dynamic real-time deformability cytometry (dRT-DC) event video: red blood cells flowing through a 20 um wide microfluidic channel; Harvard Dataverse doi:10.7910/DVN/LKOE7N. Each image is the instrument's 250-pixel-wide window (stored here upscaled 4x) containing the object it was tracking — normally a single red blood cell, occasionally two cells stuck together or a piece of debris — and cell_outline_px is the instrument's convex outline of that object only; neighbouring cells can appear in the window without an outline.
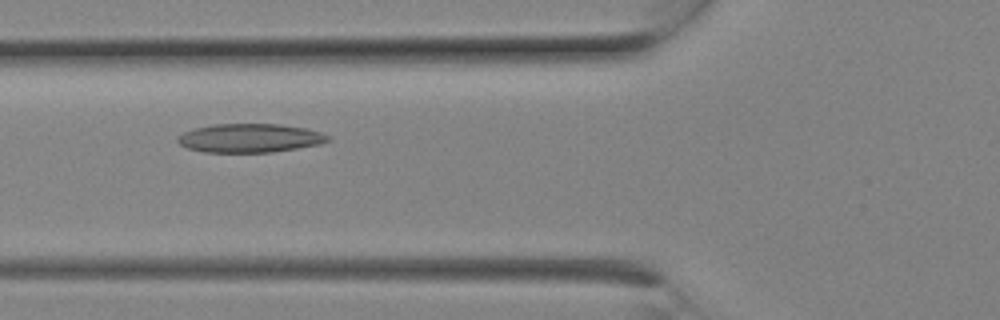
{"species": "Egyptian fruit bat (a non-hibernating species)", "species_latin": "Rousettus aegyptiacus", "temperature_condition": "room temperature", "stored_images_in_passage": 4, "camera_frame_rate_fps": 3000, "um_per_image_px": 0.085, "animal": {"sex": "female"}, "frame": {"image": 1, "passage_image": 3, "time_ms": 0.667, "image_size_px": [1000, 320], "cell_outline_px": [[332, 140], [320, 144], [272, 152], [204, 152], [188, 148], [180, 144], [176, 140], [176, 136], [184, 132], [196, 128], [212, 124], [280, 124], [304, 128], [320, 132], [328, 136]], "centroid_in_image_um": [21.22, 11.73], "position_along_channel_um": 104.6, "area_um2": 25.09}}
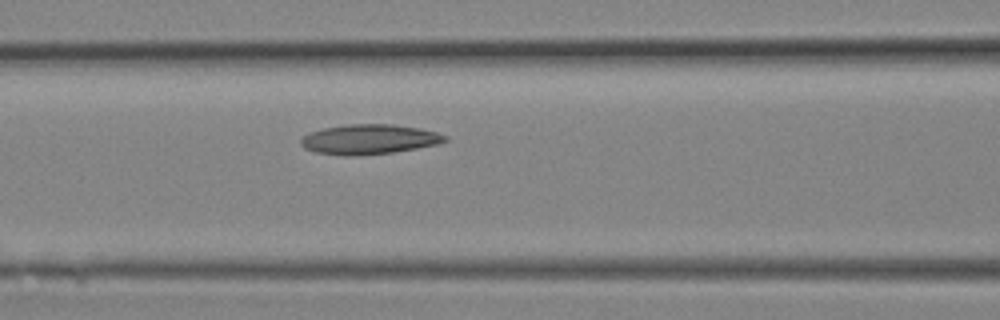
{"frame": {"image": 2, "passage_image": 4, "time_ms": 1.0, "image_size_px": [1000, 320], "cell_outline_px": [[448, 140], [440, 144], [392, 152], [352, 156], [344, 156], [316, 152], [304, 148], [300, 144], [300, 140], [308, 132], [324, 128], [344, 124], [392, 124], [420, 128], [436, 132], [448, 136]], "centroid_in_image_um": [31.38, 11.83], "position_along_channel_um": 135.2, "area_um2": 25.2}}